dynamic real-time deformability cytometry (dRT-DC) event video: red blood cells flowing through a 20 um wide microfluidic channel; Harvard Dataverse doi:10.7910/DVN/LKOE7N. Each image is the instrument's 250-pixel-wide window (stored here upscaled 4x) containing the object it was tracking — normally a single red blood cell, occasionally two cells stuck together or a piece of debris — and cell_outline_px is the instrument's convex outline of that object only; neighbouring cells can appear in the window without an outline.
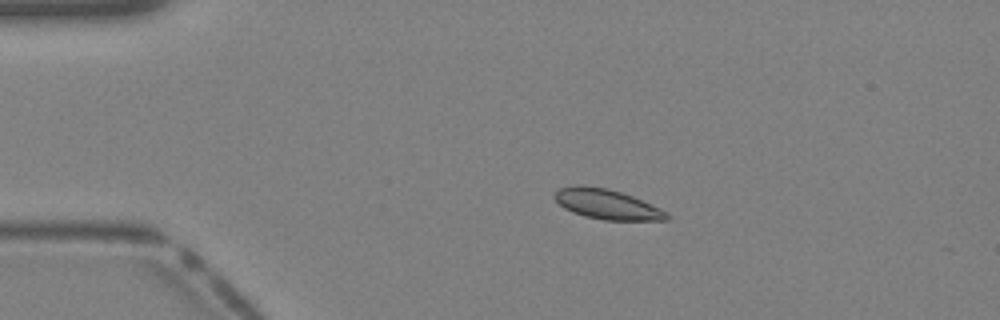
{"species": "Egyptian fruit bat (a non-hibernating species)", "species_latin": "Rousettus aegyptiacus", "temperature_condition": "warm", "stored_images_in_passage": 33, "camera_frame_rate_fps": 3000, "um_per_image_px": 0.085, "animal": {"sex": "female"}, "frame": {"image": 1, "passage_image": 1, "time_ms": 0.0, "image_size_px": [1000, 320], "cell_outline_px": [[668, 220], [604, 220], [584, 216], [572, 212], [564, 208], [552, 196], [560, 188], [576, 184], [580, 184], [608, 188], [632, 196], [660, 208], [668, 212]], "centroid_in_image_um": [51.57, 17.35], "position_along_channel_um": 33.4, "area_um2": 19.59}}
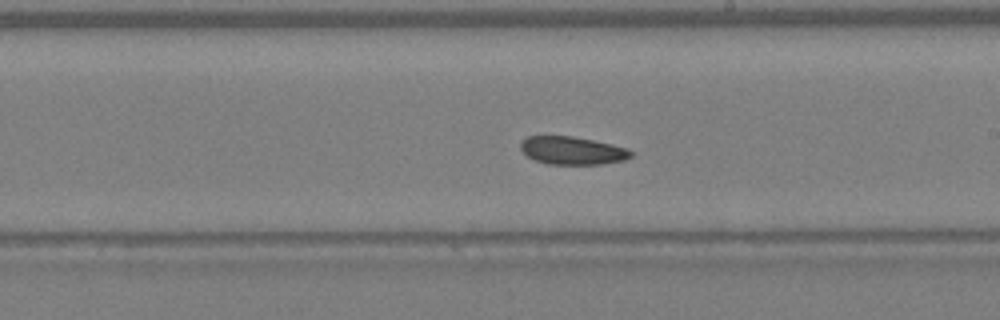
{"frame": {"image": 2, "passage_image": 16, "time_ms": 5.0, "image_size_px": [1000, 320], "cell_outline_px": [[632, 156], [624, 160], [600, 164], [548, 164], [536, 160], [528, 156], [520, 148], [520, 144], [528, 136], [572, 136], [612, 144], [628, 148], [632, 152]], "centroid_in_image_um": [48.67, 12.79], "position_along_channel_um": 240.3, "area_um2": 17.8}}
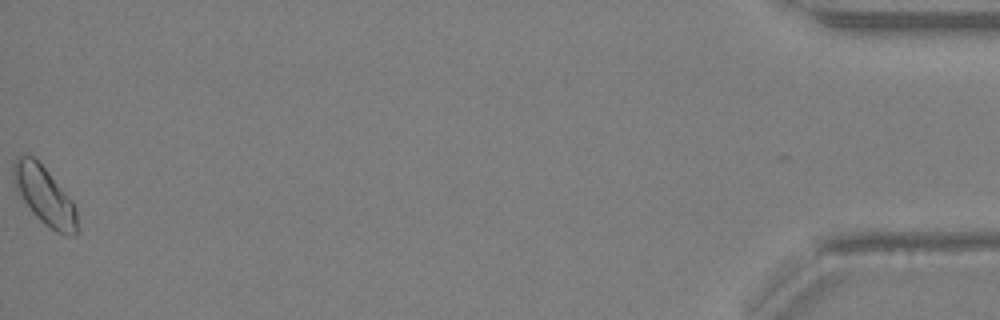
{"frame": {"image": 3, "passage_image": 33, "time_ms": 10.667, "image_size_px": [1000, 320], "cell_outline_px": [[76, 232], [72, 236], [68, 236], [56, 232], [44, 224], [32, 212], [24, 200], [12, 176], [12, 164], [16, 156], [24, 152], [32, 156], [48, 172], [72, 200], [76, 208]], "centroid_in_image_um": [3.77, 16.6], "position_along_channel_um": 431.4, "area_um2": 21.21}}